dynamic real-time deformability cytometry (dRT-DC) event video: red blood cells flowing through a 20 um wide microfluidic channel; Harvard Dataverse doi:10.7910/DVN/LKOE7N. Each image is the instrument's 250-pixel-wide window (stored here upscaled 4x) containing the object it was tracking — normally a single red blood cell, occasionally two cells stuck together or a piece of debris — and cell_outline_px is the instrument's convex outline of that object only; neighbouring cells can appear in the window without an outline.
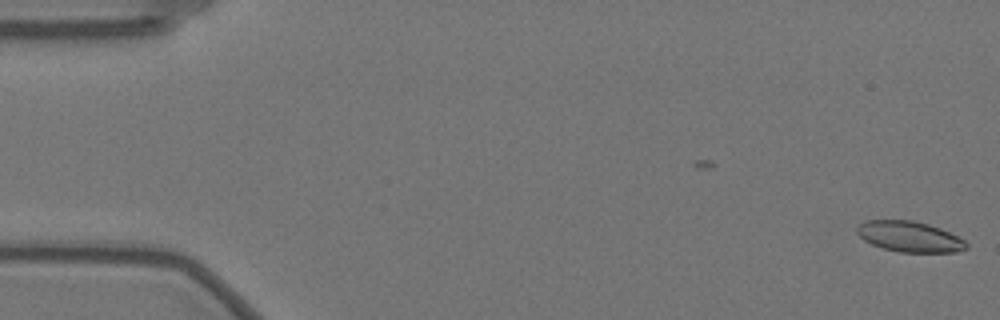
{"species": "Egyptian fruit bat (a non-hibernating species)", "species_latin": "Rousettus aegyptiacus", "temperature_condition": "warm", "stored_images_in_passage": 2, "camera_frame_rate_fps": 3000, "um_per_image_px": 0.085, "animal": {"sex": "female"}, "frame": {"image": 1, "passage_image": 2, "time_ms": 0.333, "image_size_px": [1000, 320], "cell_outline_px": [[968, 248], [956, 252], [900, 252], [884, 248], [872, 244], [864, 240], [856, 232], [856, 228], [864, 220], [912, 220], [928, 224], [940, 228], [964, 240], [968, 244]], "centroid_in_image_um": [77.3, 20.11], "position_along_channel_um": 7.7, "area_um2": 19.42}}